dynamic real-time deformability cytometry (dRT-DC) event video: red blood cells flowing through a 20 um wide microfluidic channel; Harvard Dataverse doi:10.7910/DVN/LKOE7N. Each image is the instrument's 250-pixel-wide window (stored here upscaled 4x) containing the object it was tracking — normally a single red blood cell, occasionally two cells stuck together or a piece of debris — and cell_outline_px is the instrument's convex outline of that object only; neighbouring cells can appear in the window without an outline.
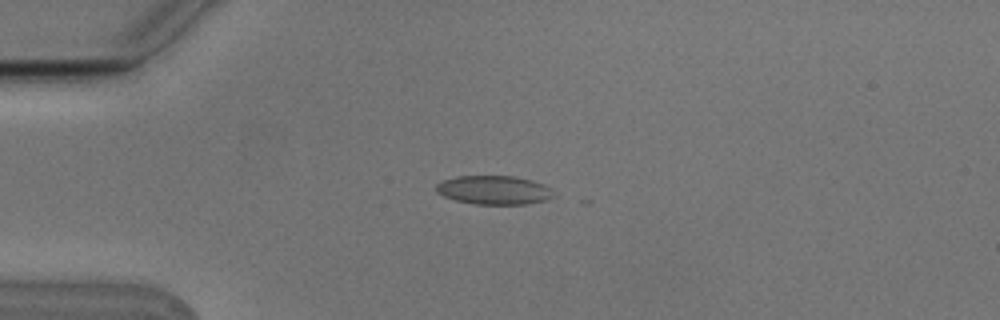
{"species": "Egyptian fruit bat (a non-hibernating species)", "species_latin": "Rousettus aegyptiacus", "temperature_condition": "cold", "stored_images_in_passage": 5, "camera_frame_rate_fps": 3000, "um_per_image_px": 0.085, "animal": {"sex": "male"}, "frame": {"image": 1, "passage_image": 4, "time_ms": 1.0, "image_size_px": [1000, 320], "cell_outline_px": [[556, 196], [544, 200], [524, 204], [476, 204], [456, 200], [444, 196], [436, 192], [436, 184], [440, 180], [456, 176], [516, 176], [532, 180], [544, 184], [552, 188]], "centroid_in_image_um": [42.0, 16.14], "position_along_channel_um": 43.0, "area_um2": 19.88}}